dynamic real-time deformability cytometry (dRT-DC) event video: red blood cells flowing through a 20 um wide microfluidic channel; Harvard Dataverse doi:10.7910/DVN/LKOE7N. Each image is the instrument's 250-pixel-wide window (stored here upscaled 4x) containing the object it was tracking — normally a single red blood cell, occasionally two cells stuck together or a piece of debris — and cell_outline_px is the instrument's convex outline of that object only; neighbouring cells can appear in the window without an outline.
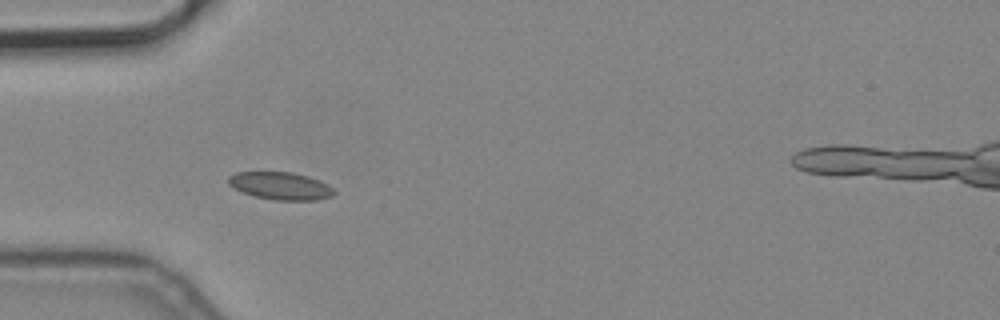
{"species": "common noctule bat (a hibernating species)", "species_latin": "Nyctalus noctula", "temperature_condition": "cold", "stored_images_in_passage": 5, "camera_frame_rate_fps": 3000, "um_per_image_px": 0.085, "animal": {"sex": "male", "body_mass_g": 19.2, "forearm_length_mm": 51.8}, "frame": {"image": 1, "passage_image": 4, "time_ms": 1.0, "image_size_px": [1000, 320], "cell_outline_px": [[336, 192], [332, 196], [316, 200], [272, 200], [256, 196], [244, 192], [228, 184], [228, 176], [236, 172], [292, 172], [308, 176], [328, 184]], "centroid_in_image_um": [23.86, 15.79], "position_along_channel_um": 61.1, "area_um2": 16.88}}
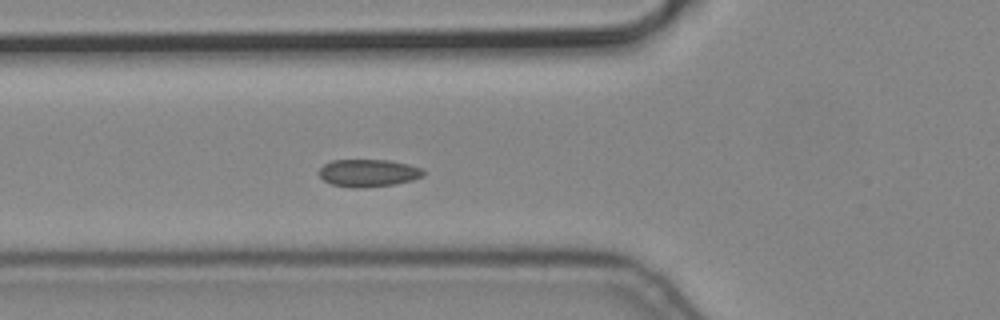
{"frame": {"image": 2, "passage_image": 5, "time_ms": 1.333, "image_size_px": [1000, 320], "cell_outline_px": [[424, 176], [412, 180], [396, 184], [364, 188], [352, 188], [332, 184], [324, 180], [316, 172], [324, 164], [332, 160], [388, 160], [408, 164], [420, 168], [424, 172]], "centroid_in_image_um": [31.28, 14.71], "position_along_channel_um": 94.5, "area_um2": 16.82}}